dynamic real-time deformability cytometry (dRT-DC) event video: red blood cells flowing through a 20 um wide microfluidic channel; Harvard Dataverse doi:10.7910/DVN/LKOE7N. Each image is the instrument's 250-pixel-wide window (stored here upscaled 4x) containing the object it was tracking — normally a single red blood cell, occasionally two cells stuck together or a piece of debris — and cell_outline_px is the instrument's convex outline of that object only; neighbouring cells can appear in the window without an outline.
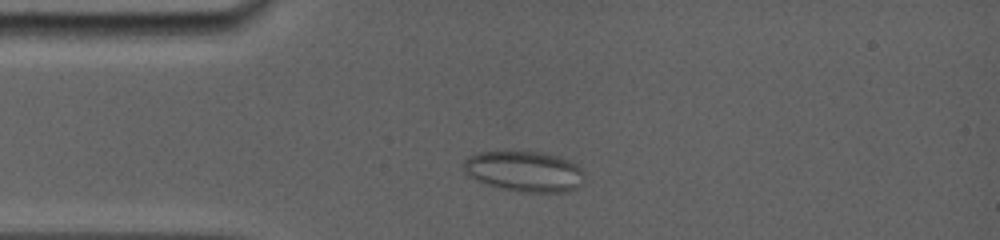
{"species": "common noctule bat (a hibernating species)", "species_latin": "Nyctalus noctula", "temperature_condition": "room temperature", "stored_images_in_passage": 53, "camera_frame_rate_fps": 5000, "um_per_image_px": 0.085, "animal": {"sex": "female", "body_mass_g": 19.0, "forearm_length_mm": 56.7}, "frame": {"image": 1, "passage_image": 9, "time_ms": 2.2, "image_size_px": [1000, 240], "cell_outline_px": [[584, 184], [568, 192], [524, 192], [496, 188], [484, 184], [468, 176], [464, 172], [464, 160], [468, 156], [476, 152], [544, 152], [572, 160], [584, 172]], "centroid_in_image_um": [44.59, 14.58], "position_along_channel_um": 40.4, "area_um2": 29.07}}
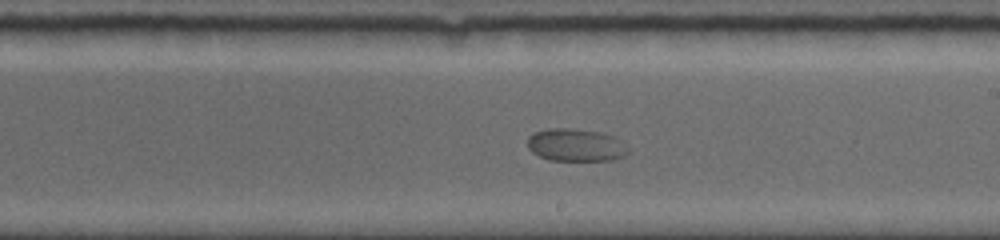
{"frame": {"image": 2, "passage_image": 29, "time_ms": 8.2, "image_size_px": [1000, 240], "cell_outline_px": [[632, 152], [624, 156], [612, 160], [548, 160], [532, 152], [528, 148], [528, 136], [536, 132], [548, 128], [568, 128], [600, 132], [612, 136], [620, 140]], "centroid_in_image_um": [48.95, 12.33], "position_along_channel_um": 240.0, "area_um2": 19.13}}
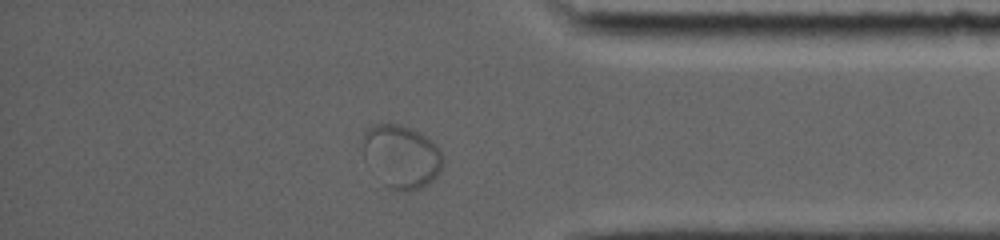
{"frame": {"image": 3, "passage_image": 47, "time_ms": 12.8, "image_size_px": [1000, 240], "cell_outline_px": [[444, 160], [440, 172], [428, 184], [420, 188], [392, 188], [384, 184], [364, 160], [364, 128], [372, 124], [400, 124], [412, 128], [420, 132], [432, 140], [440, 148]], "centroid_in_image_um": [34.13, 13.23], "position_along_channel_um": 401.1, "area_um2": 29.25}}